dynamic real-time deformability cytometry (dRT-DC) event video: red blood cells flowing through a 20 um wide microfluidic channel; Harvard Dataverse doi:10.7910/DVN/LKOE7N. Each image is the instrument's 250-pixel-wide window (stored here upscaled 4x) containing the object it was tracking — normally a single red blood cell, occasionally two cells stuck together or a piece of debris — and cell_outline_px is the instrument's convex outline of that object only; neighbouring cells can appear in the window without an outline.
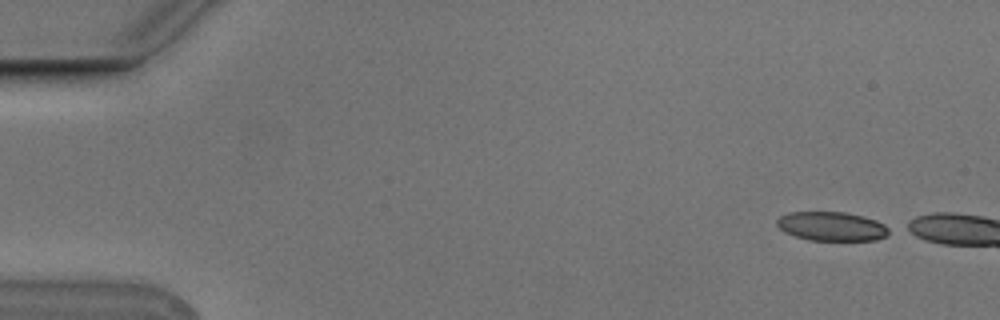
{"species": "Egyptian fruit bat (a non-hibernating species)", "species_latin": "Rousettus aegyptiacus", "temperature_condition": "cold", "stored_images_in_passage": 4, "camera_frame_rate_fps": 3000, "um_per_image_px": 0.085, "animal": {"sex": "male"}, "frame": {"image": 1, "passage_image": 1, "time_ms": 0.0, "image_size_px": [1000, 320], "cell_outline_px": [[892, 228], [888, 236], [876, 240], [808, 240], [784, 232], [776, 224], [776, 220], [780, 216], [788, 212], [844, 212], [864, 216], [876, 220]], "centroid_in_image_um": [70.73, 19.24], "position_along_channel_um": 14.3, "area_um2": 19.19}}